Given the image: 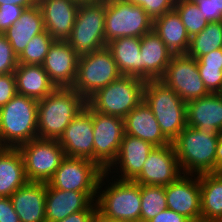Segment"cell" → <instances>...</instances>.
Returning a JSON list of instances; mask_svg holds the SVG:
<instances>
[{
  "mask_svg": "<svg viewBox=\"0 0 222 222\" xmlns=\"http://www.w3.org/2000/svg\"><path fill=\"white\" fill-rule=\"evenodd\" d=\"M108 178L104 172L98 183L97 215L106 222H140V185L132 180H113V176L109 183Z\"/></svg>",
  "mask_w": 222,
  "mask_h": 222,
  "instance_id": "6da1fadb",
  "label": "cell"
},
{
  "mask_svg": "<svg viewBox=\"0 0 222 222\" xmlns=\"http://www.w3.org/2000/svg\"><path fill=\"white\" fill-rule=\"evenodd\" d=\"M87 100L72 87L56 88L38 101V138L59 140L65 128L83 110Z\"/></svg>",
  "mask_w": 222,
  "mask_h": 222,
  "instance_id": "7a4b0ae2",
  "label": "cell"
},
{
  "mask_svg": "<svg viewBox=\"0 0 222 222\" xmlns=\"http://www.w3.org/2000/svg\"><path fill=\"white\" fill-rule=\"evenodd\" d=\"M172 145L183 174L216 173L218 134H207L186 126Z\"/></svg>",
  "mask_w": 222,
  "mask_h": 222,
  "instance_id": "3957f363",
  "label": "cell"
},
{
  "mask_svg": "<svg viewBox=\"0 0 222 222\" xmlns=\"http://www.w3.org/2000/svg\"><path fill=\"white\" fill-rule=\"evenodd\" d=\"M38 100L16 94L0 108V142L4 147L18 148L38 138Z\"/></svg>",
  "mask_w": 222,
  "mask_h": 222,
  "instance_id": "277c9868",
  "label": "cell"
},
{
  "mask_svg": "<svg viewBox=\"0 0 222 222\" xmlns=\"http://www.w3.org/2000/svg\"><path fill=\"white\" fill-rule=\"evenodd\" d=\"M143 101L156 117L163 135L172 143L187 126L186 102L160 79L145 82Z\"/></svg>",
  "mask_w": 222,
  "mask_h": 222,
  "instance_id": "5b68a950",
  "label": "cell"
},
{
  "mask_svg": "<svg viewBox=\"0 0 222 222\" xmlns=\"http://www.w3.org/2000/svg\"><path fill=\"white\" fill-rule=\"evenodd\" d=\"M106 0L80 3L70 37L67 39L79 56L107 45L105 41Z\"/></svg>",
  "mask_w": 222,
  "mask_h": 222,
  "instance_id": "8992f818",
  "label": "cell"
},
{
  "mask_svg": "<svg viewBox=\"0 0 222 222\" xmlns=\"http://www.w3.org/2000/svg\"><path fill=\"white\" fill-rule=\"evenodd\" d=\"M144 84L142 79L121 75L92 95L87 104L94 111L124 118L143 100Z\"/></svg>",
  "mask_w": 222,
  "mask_h": 222,
  "instance_id": "52a82bcc",
  "label": "cell"
},
{
  "mask_svg": "<svg viewBox=\"0 0 222 222\" xmlns=\"http://www.w3.org/2000/svg\"><path fill=\"white\" fill-rule=\"evenodd\" d=\"M153 30V19L128 0H106L105 41L121 37H142Z\"/></svg>",
  "mask_w": 222,
  "mask_h": 222,
  "instance_id": "ba28073f",
  "label": "cell"
},
{
  "mask_svg": "<svg viewBox=\"0 0 222 222\" xmlns=\"http://www.w3.org/2000/svg\"><path fill=\"white\" fill-rule=\"evenodd\" d=\"M121 74L107 46L79 56L77 76L72 86L88 100L98 90L117 80Z\"/></svg>",
  "mask_w": 222,
  "mask_h": 222,
  "instance_id": "9c48e42d",
  "label": "cell"
},
{
  "mask_svg": "<svg viewBox=\"0 0 222 222\" xmlns=\"http://www.w3.org/2000/svg\"><path fill=\"white\" fill-rule=\"evenodd\" d=\"M20 150L29 182H44L53 177L66 157L58 140L35 138L21 144Z\"/></svg>",
  "mask_w": 222,
  "mask_h": 222,
  "instance_id": "30bf717a",
  "label": "cell"
},
{
  "mask_svg": "<svg viewBox=\"0 0 222 222\" xmlns=\"http://www.w3.org/2000/svg\"><path fill=\"white\" fill-rule=\"evenodd\" d=\"M103 173L90 159L65 157L47 184L58 190L97 192Z\"/></svg>",
  "mask_w": 222,
  "mask_h": 222,
  "instance_id": "8fae6325",
  "label": "cell"
},
{
  "mask_svg": "<svg viewBox=\"0 0 222 222\" xmlns=\"http://www.w3.org/2000/svg\"><path fill=\"white\" fill-rule=\"evenodd\" d=\"M94 144L93 162L104 172L115 161L124 132V119L92 109Z\"/></svg>",
  "mask_w": 222,
  "mask_h": 222,
  "instance_id": "7c38bea8",
  "label": "cell"
},
{
  "mask_svg": "<svg viewBox=\"0 0 222 222\" xmlns=\"http://www.w3.org/2000/svg\"><path fill=\"white\" fill-rule=\"evenodd\" d=\"M160 80L186 103L209 94L199 74L196 59L187 54L173 55Z\"/></svg>",
  "mask_w": 222,
  "mask_h": 222,
  "instance_id": "4fadbf2b",
  "label": "cell"
},
{
  "mask_svg": "<svg viewBox=\"0 0 222 222\" xmlns=\"http://www.w3.org/2000/svg\"><path fill=\"white\" fill-rule=\"evenodd\" d=\"M183 174L174 147L171 144L154 147L133 180L139 185L167 186Z\"/></svg>",
  "mask_w": 222,
  "mask_h": 222,
  "instance_id": "5bb4252c",
  "label": "cell"
},
{
  "mask_svg": "<svg viewBox=\"0 0 222 222\" xmlns=\"http://www.w3.org/2000/svg\"><path fill=\"white\" fill-rule=\"evenodd\" d=\"M165 195L167 209L186 216L192 222H201L199 175H181L165 186Z\"/></svg>",
  "mask_w": 222,
  "mask_h": 222,
  "instance_id": "9a60e30c",
  "label": "cell"
},
{
  "mask_svg": "<svg viewBox=\"0 0 222 222\" xmlns=\"http://www.w3.org/2000/svg\"><path fill=\"white\" fill-rule=\"evenodd\" d=\"M58 142L66 157L86 158L93 161V119L92 108L88 104L65 128Z\"/></svg>",
  "mask_w": 222,
  "mask_h": 222,
  "instance_id": "2e32d148",
  "label": "cell"
},
{
  "mask_svg": "<svg viewBox=\"0 0 222 222\" xmlns=\"http://www.w3.org/2000/svg\"><path fill=\"white\" fill-rule=\"evenodd\" d=\"M79 55L67 40H54L43 68L57 88L72 87L77 76Z\"/></svg>",
  "mask_w": 222,
  "mask_h": 222,
  "instance_id": "e0dca14e",
  "label": "cell"
},
{
  "mask_svg": "<svg viewBox=\"0 0 222 222\" xmlns=\"http://www.w3.org/2000/svg\"><path fill=\"white\" fill-rule=\"evenodd\" d=\"M154 147L145 140L124 134L118 155L105 173L111 176L110 173L118 172V175L114 174L116 176L113 175V178L118 176L117 179L133 181L141 173L143 165Z\"/></svg>",
  "mask_w": 222,
  "mask_h": 222,
  "instance_id": "ac0fdd59",
  "label": "cell"
},
{
  "mask_svg": "<svg viewBox=\"0 0 222 222\" xmlns=\"http://www.w3.org/2000/svg\"><path fill=\"white\" fill-rule=\"evenodd\" d=\"M46 32L54 40H67L72 32L80 3L74 0H38Z\"/></svg>",
  "mask_w": 222,
  "mask_h": 222,
  "instance_id": "d6986e66",
  "label": "cell"
},
{
  "mask_svg": "<svg viewBox=\"0 0 222 222\" xmlns=\"http://www.w3.org/2000/svg\"><path fill=\"white\" fill-rule=\"evenodd\" d=\"M186 124L207 134L222 131V93H209L187 102Z\"/></svg>",
  "mask_w": 222,
  "mask_h": 222,
  "instance_id": "ffe728a7",
  "label": "cell"
},
{
  "mask_svg": "<svg viewBox=\"0 0 222 222\" xmlns=\"http://www.w3.org/2000/svg\"><path fill=\"white\" fill-rule=\"evenodd\" d=\"M95 198V199H94ZM97 199V192L46 189V222H58L70 214L87 209Z\"/></svg>",
  "mask_w": 222,
  "mask_h": 222,
  "instance_id": "44dd1931",
  "label": "cell"
},
{
  "mask_svg": "<svg viewBox=\"0 0 222 222\" xmlns=\"http://www.w3.org/2000/svg\"><path fill=\"white\" fill-rule=\"evenodd\" d=\"M141 79H161L173 56L161 38L152 30L140 38Z\"/></svg>",
  "mask_w": 222,
  "mask_h": 222,
  "instance_id": "7402d4cb",
  "label": "cell"
},
{
  "mask_svg": "<svg viewBox=\"0 0 222 222\" xmlns=\"http://www.w3.org/2000/svg\"><path fill=\"white\" fill-rule=\"evenodd\" d=\"M47 183L28 182L11 196V202L20 222H46Z\"/></svg>",
  "mask_w": 222,
  "mask_h": 222,
  "instance_id": "603a6c76",
  "label": "cell"
},
{
  "mask_svg": "<svg viewBox=\"0 0 222 222\" xmlns=\"http://www.w3.org/2000/svg\"><path fill=\"white\" fill-rule=\"evenodd\" d=\"M123 119L125 134L145 140L155 147L171 144L161 132L153 112L143 100Z\"/></svg>",
  "mask_w": 222,
  "mask_h": 222,
  "instance_id": "cb8c5ba5",
  "label": "cell"
},
{
  "mask_svg": "<svg viewBox=\"0 0 222 222\" xmlns=\"http://www.w3.org/2000/svg\"><path fill=\"white\" fill-rule=\"evenodd\" d=\"M45 31L42 11L38 4L24 9L18 21L9 27L3 35L9 41L17 57L23 52L28 42Z\"/></svg>",
  "mask_w": 222,
  "mask_h": 222,
  "instance_id": "d4e9b609",
  "label": "cell"
},
{
  "mask_svg": "<svg viewBox=\"0 0 222 222\" xmlns=\"http://www.w3.org/2000/svg\"><path fill=\"white\" fill-rule=\"evenodd\" d=\"M14 74L17 94L38 101L44 99L57 88L50 80L43 65L18 64Z\"/></svg>",
  "mask_w": 222,
  "mask_h": 222,
  "instance_id": "484cf974",
  "label": "cell"
},
{
  "mask_svg": "<svg viewBox=\"0 0 222 222\" xmlns=\"http://www.w3.org/2000/svg\"><path fill=\"white\" fill-rule=\"evenodd\" d=\"M153 31L161 38L173 55L187 53L190 36L175 9L155 18L153 20Z\"/></svg>",
  "mask_w": 222,
  "mask_h": 222,
  "instance_id": "4316f807",
  "label": "cell"
},
{
  "mask_svg": "<svg viewBox=\"0 0 222 222\" xmlns=\"http://www.w3.org/2000/svg\"><path fill=\"white\" fill-rule=\"evenodd\" d=\"M28 182L20 150L4 147L0 151V197H10Z\"/></svg>",
  "mask_w": 222,
  "mask_h": 222,
  "instance_id": "83f0119b",
  "label": "cell"
},
{
  "mask_svg": "<svg viewBox=\"0 0 222 222\" xmlns=\"http://www.w3.org/2000/svg\"><path fill=\"white\" fill-rule=\"evenodd\" d=\"M140 37H121L107 43L119 73L141 79Z\"/></svg>",
  "mask_w": 222,
  "mask_h": 222,
  "instance_id": "f1b7e54d",
  "label": "cell"
},
{
  "mask_svg": "<svg viewBox=\"0 0 222 222\" xmlns=\"http://www.w3.org/2000/svg\"><path fill=\"white\" fill-rule=\"evenodd\" d=\"M201 222L222 217V172L199 175Z\"/></svg>",
  "mask_w": 222,
  "mask_h": 222,
  "instance_id": "f546056e",
  "label": "cell"
},
{
  "mask_svg": "<svg viewBox=\"0 0 222 222\" xmlns=\"http://www.w3.org/2000/svg\"><path fill=\"white\" fill-rule=\"evenodd\" d=\"M216 49H222V21L208 22L201 32L192 36L186 54L199 59Z\"/></svg>",
  "mask_w": 222,
  "mask_h": 222,
  "instance_id": "4dcf8cb0",
  "label": "cell"
},
{
  "mask_svg": "<svg viewBox=\"0 0 222 222\" xmlns=\"http://www.w3.org/2000/svg\"><path fill=\"white\" fill-rule=\"evenodd\" d=\"M140 222H148L167 209L165 186L140 185Z\"/></svg>",
  "mask_w": 222,
  "mask_h": 222,
  "instance_id": "1f68e13d",
  "label": "cell"
},
{
  "mask_svg": "<svg viewBox=\"0 0 222 222\" xmlns=\"http://www.w3.org/2000/svg\"><path fill=\"white\" fill-rule=\"evenodd\" d=\"M53 42L46 30L34 36L18 56V64L42 65Z\"/></svg>",
  "mask_w": 222,
  "mask_h": 222,
  "instance_id": "d6a6232c",
  "label": "cell"
},
{
  "mask_svg": "<svg viewBox=\"0 0 222 222\" xmlns=\"http://www.w3.org/2000/svg\"><path fill=\"white\" fill-rule=\"evenodd\" d=\"M174 9L179 14L190 38L201 32L208 24L192 0H176Z\"/></svg>",
  "mask_w": 222,
  "mask_h": 222,
  "instance_id": "836d02e7",
  "label": "cell"
},
{
  "mask_svg": "<svg viewBox=\"0 0 222 222\" xmlns=\"http://www.w3.org/2000/svg\"><path fill=\"white\" fill-rule=\"evenodd\" d=\"M17 65V55L14 53L7 38L0 33V75L14 73Z\"/></svg>",
  "mask_w": 222,
  "mask_h": 222,
  "instance_id": "e575fe53",
  "label": "cell"
},
{
  "mask_svg": "<svg viewBox=\"0 0 222 222\" xmlns=\"http://www.w3.org/2000/svg\"><path fill=\"white\" fill-rule=\"evenodd\" d=\"M201 79L209 93H222V69L213 66H197Z\"/></svg>",
  "mask_w": 222,
  "mask_h": 222,
  "instance_id": "d590c367",
  "label": "cell"
},
{
  "mask_svg": "<svg viewBox=\"0 0 222 222\" xmlns=\"http://www.w3.org/2000/svg\"><path fill=\"white\" fill-rule=\"evenodd\" d=\"M133 4L141 6L154 20L175 7L176 0H128Z\"/></svg>",
  "mask_w": 222,
  "mask_h": 222,
  "instance_id": "8d00e7d4",
  "label": "cell"
},
{
  "mask_svg": "<svg viewBox=\"0 0 222 222\" xmlns=\"http://www.w3.org/2000/svg\"><path fill=\"white\" fill-rule=\"evenodd\" d=\"M208 22L222 21V0H192Z\"/></svg>",
  "mask_w": 222,
  "mask_h": 222,
  "instance_id": "74e56055",
  "label": "cell"
},
{
  "mask_svg": "<svg viewBox=\"0 0 222 222\" xmlns=\"http://www.w3.org/2000/svg\"><path fill=\"white\" fill-rule=\"evenodd\" d=\"M24 7L14 4L0 5V33H4L9 27L18 21Z\"/></svg>",
  "mask_w": 222,
  "mask_h": 222,
  "instance_id": "f35d334b",
  "label": "cell"
},
{
  "mask_svg": "<svg viewBox=\"0 0 222 222\" xmlns=\"http://www.w3.org/2000/svg\"><path fill=\"white\" fill-rule=\"evenodd\" d=\"M17 94L14 73L0 75V108L6 105Z\"/></svg>",
  "mask_w": 222,
  "mask_h": 222,
  "instance_id": "ab89813d",
  "label": "cell"
},
{
  "mask_svg": "<svg viewBox=\"0 0 222 222\" xmlns=\"http://www.w3.org/2000/svg\"><path fill=\"white\" fill-rule=\"evenodd\" d=\"M97 216V203L94 201L87 209L70 214L58 222H92Z\"/></svg>",
  "mask_w": 222,
  "mask_h": 222,
  "instance_id": "60d3db41",
  "label": "cell"
},
{
  "mask_svg": "<svg viewBox=\"0 0 222 222\" xmlns=\"http://www.w3.org/2000/svg\"><path fill=\"white\" fill-rule=\"evenodd\" d=\"M0 222H20L10 197H0Z\"/></svg>",
  "mask_w": 222,
  "mask_h": 222,
  "instance_id": "b9f144b4",
  "label": "cell"
},
{
  "mask_svg": "<svg viewBox=\"0 0 222 222\" xmlns=\"http://www.w3.org/2000/svg\"><path fill=\"white\" fill-rule=\"evenodd\" d=\"M197 66H213L222 69V49H216L209 52L199 59H196Z\"/></svg>",
  "mask_w": 222,
  "mask_h": 222,
  "instance_id": "7bdbcfd3",
  "label": "cell"
},
{
  "mask_svg": "<svg viewBox=\"0 0 222 222\" xmlns=\"http://www.w3.org/2000/svg\"><path fill=\"white\" fill-rule=\"evenodd\" d=\"M148 222H192L186 216L166 209L156 215Z\"/></svg>",
  "mask_w": 222,
  "mask_h": 222,
  "instance_id": "ee69618b",
  "label": "cell"
},
{
  "mask_svg": "<svg viewBox=\"0 0 222 222\" xmlns=\"http://www.w3.org/2000/svg\"><path fill=\"white\" fill-rule=\"evenodd\" d=\"M37 2L38 0H0V5L14 4V5H20L26 9L36 5Z\"/></svg>",
  "mask_w": 222,
  "mask_h": 222,
  "instance_id": "f6af8a7d",
  "label": "cell"
},
{
  "mask_svg": "<svg viewBox=\"0 0 222 222\" xmlns=\"http://www.w3.org/2000/svg\"><path fill=\"white\" fill-rule=\"evenodd\" d=\"M216 172H222V131L218 133V145L216 151Z\"/></svg>",
  "mask_w": 222,
  "mask_h": 222,
  "instance_id": "bcb514c9",
  "label": "cell"
},
{
  "mask_svg": "<svg viewBox=\"0 0 222 222\" xmlns=\"http://www.w3.org/2000/svg\"><path fill=\"white\" fill-rule=\"evenodd\" d=\"M92 222H106L102 220L98 215L92 220Z\"/></svg>",
  "mask_w": 222,
  "mask_h": 222,
  "instance_id": "7dc6e473",
  "label": "cell"
},
{
  "mask_svg": "<svg viewBox=\"0 0 222 222\" xmlns=\"http://www.w3.org/2000/svg\"><path fill=\"white\" fill-rule=\"evenodd\" d=\"M78 3H85V2H91V1H94V0H74Z\"/></svg>",
  "mask_w": 222,
  "mask_h": 222,
  "instance_id": "c3c4849f",
  "label": "cell"
},
{
  "mask_svg": "<svg viewBox=\"0 0 222 222\" xmlns=\"http://www.w3.org/2000/svg\"><path fill=\"white\" fill-rule=\"evenodd\" d=\"M210 222H222V217L211 220Z\"/></svg>",
  "mask_w": 222,
  "mask_h": 222,
  "instance_id": "681fc988",
  "label": "cell"
},
{
  "mask_svg": "<svg viewBox=\"0 0 222 222\" xmlns=\"http://www.w3.org/2000/svg\"><path fill=\"white\" fill-rule=\"evenodd\" d=\"M4 148V146L0 142V151Z\"/></svg>",
  "mask_w": 222,
  "mask_h": 222,
  "instance_id": "f907efd6",
  "label": "cell"
}]
</instances>
